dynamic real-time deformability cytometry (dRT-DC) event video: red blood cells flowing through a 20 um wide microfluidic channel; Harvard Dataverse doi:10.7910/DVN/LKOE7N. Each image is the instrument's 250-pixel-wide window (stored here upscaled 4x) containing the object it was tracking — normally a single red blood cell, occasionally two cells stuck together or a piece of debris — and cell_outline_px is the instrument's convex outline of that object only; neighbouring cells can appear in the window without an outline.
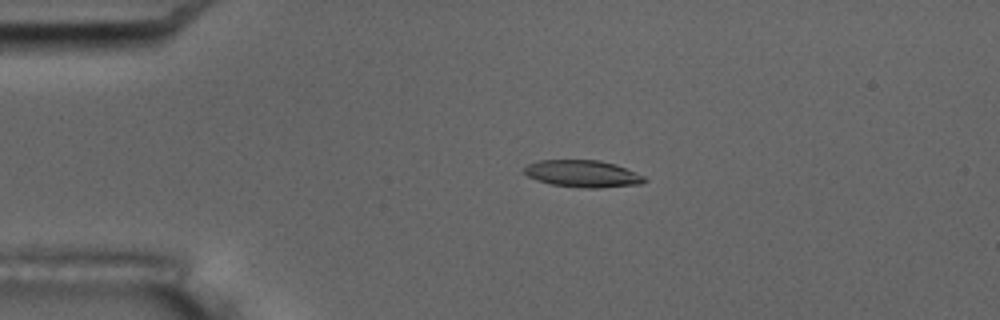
{"species": "common noctule bat (a hibernating species)", "species_latin": "Nyctalus noctula", "temperature_condition": "room temperature", "stored_images_in_passage": 5, "camera_frame_rate_fps": 3000, "um_per_image_px": 0.085, "animal": {"sex": "male", "body_mass_g": 17.5, "forearm_length_mm": 52.3}, "frame": {"image": 1, "passage_image": 4, "time_ms": 3.333, "image_size_px": [1000, 320], "cell_outline_px": [[648, 180], [640, 184], [600, 188], [588, 188], [552, 184], [536, 180], [528, 176], [524, 172], [524, 168], [528, 164], [540, 160], [600, 160], [616, 164], [644, 176]], "centroid_in_image_um": [49.55, 14.76], "position_along_channel_um": 35.5, "area_um2": 18.84}}